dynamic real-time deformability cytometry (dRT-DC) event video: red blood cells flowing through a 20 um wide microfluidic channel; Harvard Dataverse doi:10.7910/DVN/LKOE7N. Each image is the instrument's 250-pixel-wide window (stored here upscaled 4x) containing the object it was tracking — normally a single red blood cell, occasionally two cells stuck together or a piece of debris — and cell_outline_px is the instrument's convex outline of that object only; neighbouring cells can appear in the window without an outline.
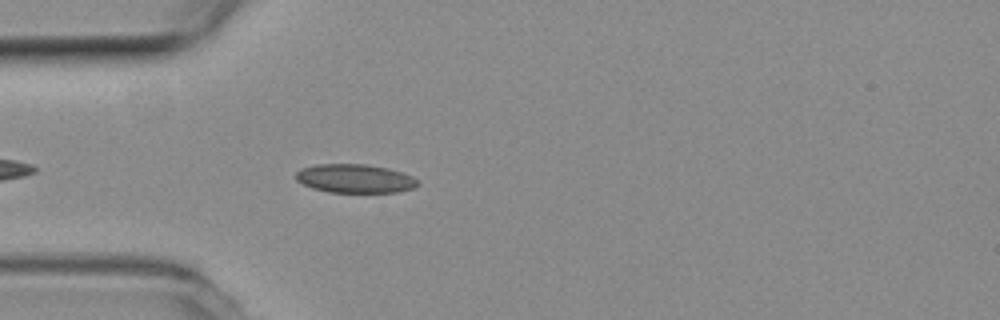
{"species": "common noctule bat (a hibernating species)", "species_latin": "Nyctalus noctula", "temperature_condition": "room temperature", "stored_images_in_passage": 43, "camera_frame_rate_fps": 3000, "um_per_image_px": 0.085, "animal": {"sex": "female", "body_mass_g": 19.3, "forearm_length_mm": 54.1}, "frame": {"image": 1, "passage_image": 4, "time_ms": 1.0, "image_size_px": [1000, 320], "cell_outline_px": [[420, 184], [412, 188], [396, 192], [328, 192], [312, 188], [296, 180], [296, 172], [300, 168], [316, 164], [364, 164], [388, 168], [412, 176]], "centroid_in_image_um": [30.13, 15.17], "position_along_channel_um": 54.9, "area_um2": 20.29}}
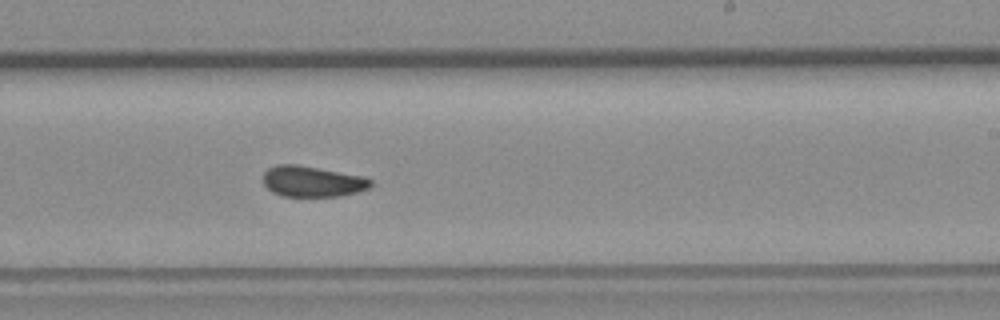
{"frame": {"image": 2, "passage_image": 21, "time_ms": 6.667, "image_size_px": [1000, 320], "cell_outline_px": [[372, 184], [368, 188], [356, 192], [340, 196], [284, 196], [272, 192], [264, 184], [264, 172], [268, 168], [276, 164], [296, 164], [364, 176], [372, 180]], "centroid_in_image_um": [26.54, 15.41], "position_along_channel_um": 262.5, "area_um2": 19.25}}
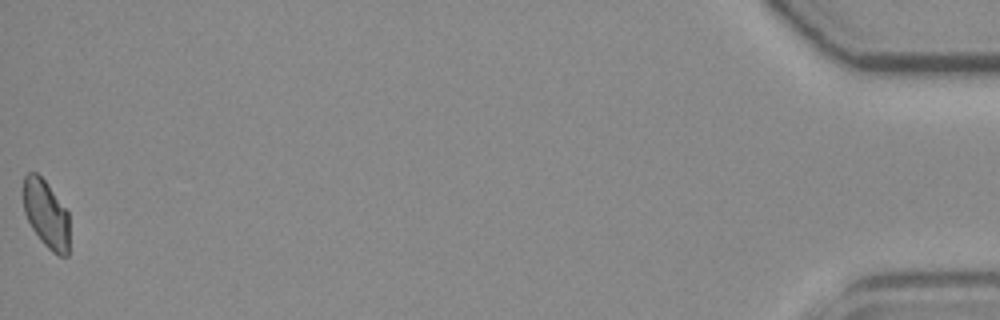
{"frame": {"image": 3, "passage_image": 43, "time_ms": 14.0, "image_size_px": [1000, 320], "cell_outline_px": [[68, 256], [60, 256], [52, 252], [40, 240], [32, 228], [24, 212], [24, 176], [28, 172], [36, 172], [44, 180], [68, 212]], "centroid_in_image_um": [3.91, 18.21], "position_along_channel_um": 431.3, "area_um2": 17.92}, "authors_computed_cell_mechanics": {"area_um2": 19.5942, "velocity_mm_per_s": 3.7657, "shape_relaxation_time_tau1_ms": null, "shape_relaxation_time_tau2_ms": 2.0429, "deformation_change_tau1": null, "deformation_change_tau2": 0.062}}